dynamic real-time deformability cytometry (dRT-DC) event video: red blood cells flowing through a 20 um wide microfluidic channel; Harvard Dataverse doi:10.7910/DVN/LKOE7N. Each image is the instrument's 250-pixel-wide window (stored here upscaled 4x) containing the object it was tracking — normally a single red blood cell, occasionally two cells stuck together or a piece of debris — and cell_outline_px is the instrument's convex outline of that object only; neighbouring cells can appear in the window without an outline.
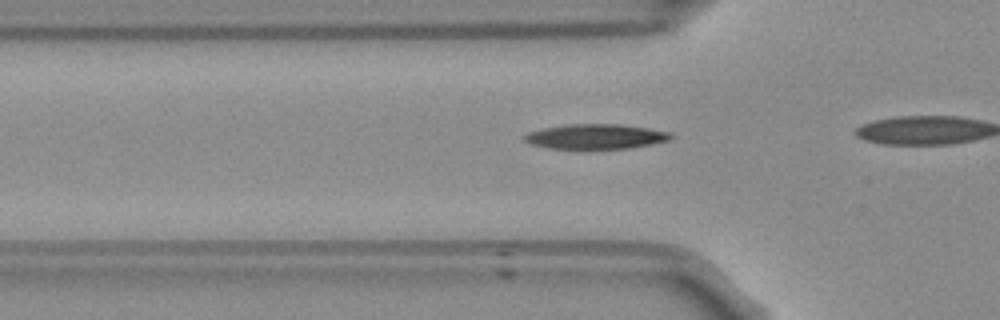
{"species": "Egyptian fruit bat (a non-hibernating species)", "species_latin": "Rousettus aegyptiacus", "temperature_condition": "room temperature", "stored_images_in_passage": 14, "camera_frame_rate_fps": 3000, "um_per_image_px": 0.085, "frame": {"image": 1, "passage_image": 8, "time_ms": 2.333, "image_size_px": [1000, 320], "cell_outline_px": [[676, 136], [668, 140], [652, 144], [628, 148], [552, 148], [532, 144], [524, 140], [524, 136], [528, 132], [544, 128], [568, 124], [620, 124], [648, 128], [672, 132]], "centroid_in_image_um": [50.7, 11.59], "position_along_channel_um": 75.1, "area_um2": 21.04}}